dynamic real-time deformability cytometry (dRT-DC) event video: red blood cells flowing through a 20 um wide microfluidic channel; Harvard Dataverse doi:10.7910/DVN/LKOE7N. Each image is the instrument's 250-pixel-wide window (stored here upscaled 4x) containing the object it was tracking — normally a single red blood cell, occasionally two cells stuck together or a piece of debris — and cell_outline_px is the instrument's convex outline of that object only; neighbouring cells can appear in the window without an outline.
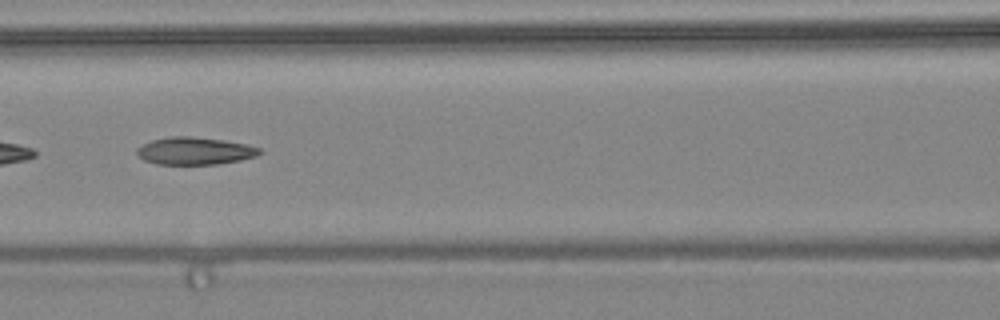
{"species": "common noctule bat (a hibernating species)", "species_latin": "Nyctalus noctula", "temperature_condition": "warm", "stored_images_in_passage": 15, "camera_frame_rate_fps": 3000, "um_per_image_px": 0.085, "animal": {"sex": "female", "body_mass_g": 24.6, "forearm_length_mm": 56.2}, "frame": {"image": 1, "passage_image": 9, "time_ms": 2.667, "image_size_px": [1000, 320], "cell_outline_px": [[260, 152], [256, 156], [240, 160], [216, 164], [156, 164], [144, 160], [136, 152], [136, 148], [152, 140], [172, 136], [192, 136], [224, 140], [244, 144], [260, 148]], "centroid_in_image_um": [16.53, 12.82], "position_along_channel_um": 150.1, "area_um2": 19.42}}